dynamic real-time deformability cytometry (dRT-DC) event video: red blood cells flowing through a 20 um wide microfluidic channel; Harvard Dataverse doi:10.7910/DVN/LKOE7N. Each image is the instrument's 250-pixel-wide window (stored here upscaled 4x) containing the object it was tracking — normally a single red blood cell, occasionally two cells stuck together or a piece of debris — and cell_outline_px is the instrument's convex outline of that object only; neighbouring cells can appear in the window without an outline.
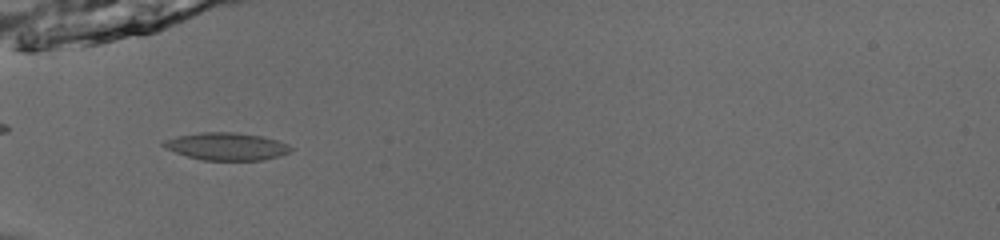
{"species": "common noctule bat (a hibernating species)", "species_latin": "Nyctalus noctula", "temperature_condition": "room temperature", "stored_images_in_passage": 31, "camera_frame_rate_fps": 3000, "um_per_image_px": 0.085, "animal": {"sex": "male", "body_mass_g": 13.0, "forearm_length_mm": 53.1}, "frame": {"image": 1, "passage_image": 1, "time_ms": 0.0, "image_size_px": [1000, 240], "cell_outline_px": [[296, 148], [280, 156], [260, 160], [204, 160], [188, 156], [176, 152], [160, 144], [164, 140], [176, 136], [200, 132], [236, 132], [260, 136], [276, 140], [288, 144]], "centroid_in_image_um": [19.28, 12.44], "position_along_channel_um": 65.7, "area_um2": 20.29}}
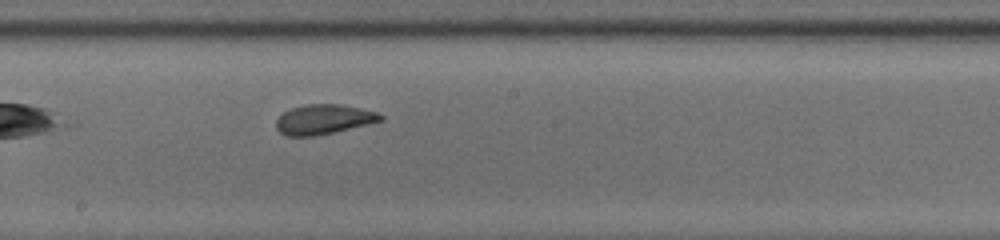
{"frame": {"image": 2, "passage_image": 13, "time_ms": 4.0, "image_size_px": [1000, 240], "cell_outline_px": [[384, 120], [368, 124], [332, 132], [312, 136], [288, 136], [280, 132], [276, 128], [276, 120], [284, 112], [292, 108], [304, 104], [340, 104], [360, 108], [376, 112], [384, 116]], "centroid_in_image_um": [27.51, 10.14], "position_along_channel_um": 220.7, "area_um2": 17.92}}
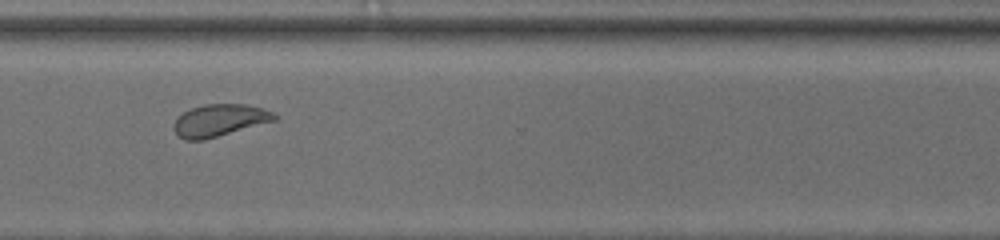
{"frame": {"image": 3, "passage_image": 23, "time_ms": 7.333, "image_size_px": [1000, 240], "cell_outline_px": [[280, 116], [276, 120], [204, 140], [184, 140], [172, 128], [172, 124], [176, 116], [192, 108], [204, 104], [244, 104], [260, 108], [272, 112]], "centroid_in_image_um": [18.62, 10.23], "position_along_channel_um": 352.0, "area_um2": 18.84}, "authors_computed_cell_mechanics": {"area_um2": 18.4382, "velocity_mm_per_s": 3.9617, "shape_relaxation_time_tau1_ms": 2.6702, "shape_relaxation_time_tau2_ms": null, "deformation_change_tau1": 0.1106, "deformation_change_tau2": null}}